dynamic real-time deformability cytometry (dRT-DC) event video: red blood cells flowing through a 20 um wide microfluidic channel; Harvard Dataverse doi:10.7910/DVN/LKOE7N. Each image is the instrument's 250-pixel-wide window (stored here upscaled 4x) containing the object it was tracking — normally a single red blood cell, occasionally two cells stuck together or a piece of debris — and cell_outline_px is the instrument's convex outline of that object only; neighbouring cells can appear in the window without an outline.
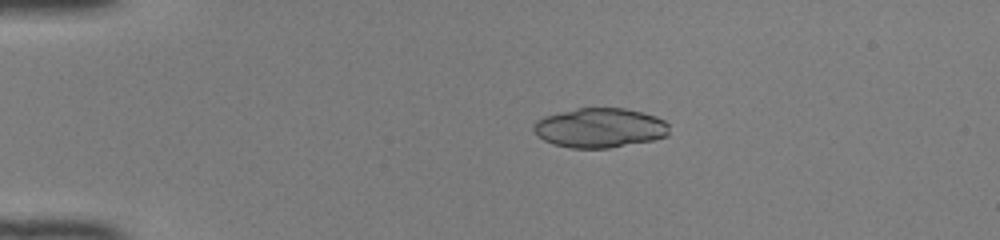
{"species": "common noctule bat (a hibernating species)", "species_latin": "Nyctalus noctula", "temperature_condition": "room temperature", "stored_images_in_passage": 39, "camera_frame_rate_fps": 3000, "um_per_image_px": 0.085, "animal": {"sex": "female", "body_mass_g": 22.0, "forearm_length_mm": 56.7}, "frame": {"image": 1, "passage_image": 1, "time_ms": 0.0, "image_size_px": [1000, 240], "cell_outline_px": [[668, 136], [652, 140], [608, 148], [572, 148], [556, 144], [544, 140], [536, 136], [532, 128], [532, 124], [536, 120], [544, 116], [576, 108], [624, 108], [656, 116], [664, 120], [668, 124]], "centroid_in_image_um": [50.95, 10.86], "position_along_channel_um": 34.0, "area_um2": 31.27}}